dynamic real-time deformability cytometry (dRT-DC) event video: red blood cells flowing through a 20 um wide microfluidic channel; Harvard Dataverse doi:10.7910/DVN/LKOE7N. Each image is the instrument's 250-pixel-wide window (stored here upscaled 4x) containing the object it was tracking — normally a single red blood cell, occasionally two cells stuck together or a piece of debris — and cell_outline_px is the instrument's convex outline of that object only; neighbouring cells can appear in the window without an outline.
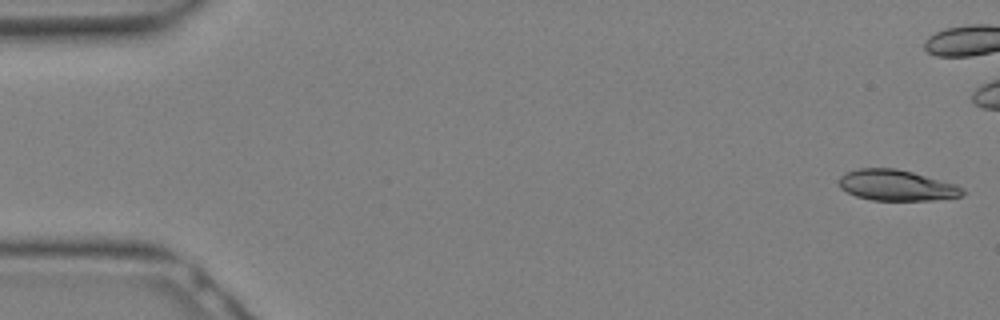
{"species": "Egyptian fruit bat (a non-hibernating species)", "species_latin": "Rousettus aegyptiacus", "temperature_condition": "warm", "stored_images_in_passage": 12, "camera_frame_rate_fps": 3000, "um_per_image_px": 0.085, "animal": {"sex": "female"}, "frame": {"image": 1, "passage_image": 1, "time_ms": 0.0, "image_size_px": [1000, 320], "cell_outline_px": [[964, 196], [932, 200], [872, 200], [856, 196], [840, 188], [840, 176], [848, 172], [860, 168], [896, 168], [912, 172], [956, 184], [964, 188]], "centroid_in_image_um": [76.24, 15.75], "position_along_channel_um": 8.8, "area_um2": 22.08}}